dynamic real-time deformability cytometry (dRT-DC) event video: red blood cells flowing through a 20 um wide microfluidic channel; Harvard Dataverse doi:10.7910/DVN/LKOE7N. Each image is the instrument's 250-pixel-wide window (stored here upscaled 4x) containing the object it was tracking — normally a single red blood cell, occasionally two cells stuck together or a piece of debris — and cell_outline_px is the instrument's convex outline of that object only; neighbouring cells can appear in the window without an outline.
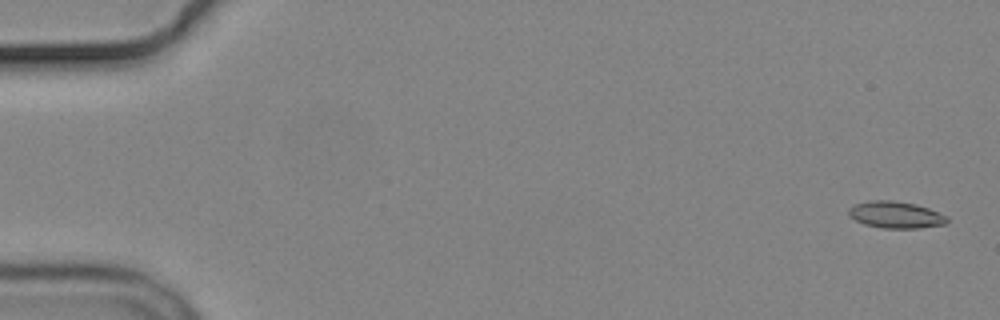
{"species": "common noctule bat (a hibernating species)", "species_latin": "Nyctalus noctula", "temperature_condition": "cold", "stored_images_in_passage": 5, "camera_frame_rate_fps": 3000, "um_per_image_px": 0.085, "animal": {"sex": "male", "body_mass_g": 19.2, "forearm_length_mm": 51.8}, "frame": {"image": 1, "passage_image": 1, "time_ms": 0.0, "image_size_px": [1000, 320], "cell_outline_px": [[948, 224], [920, 228], [880, 228], [864, 224], [848, 216], [848, 208], [856, 204], [868, 200], [892, 200], [916, 204], [928, 208], [948, 216]], "centroid_in_image_um": [76.14, 18.26], "position_along_channel_um": 8.9, "area_um2": 15.55}}
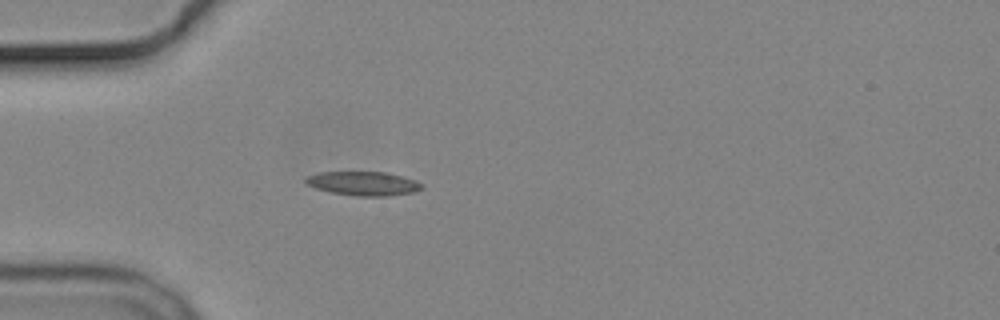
{"frame": {"image": 2, "passage_image": 5, "time_ms": 5.0, "image_size_px": [1000, 320], "cell_outline_px": [[424, 188], [412, 192], [388, 196], [356, 196], [332, 192], [316, 188], [308, 184], [304, 180], [304, 176], [316, 172], [388, 172], [416, 180], [424, 184]], "centroid_in_image_um": [30.89, 15.58], "position_along_channel_um": 54.1, "area_um2": 16.36}}